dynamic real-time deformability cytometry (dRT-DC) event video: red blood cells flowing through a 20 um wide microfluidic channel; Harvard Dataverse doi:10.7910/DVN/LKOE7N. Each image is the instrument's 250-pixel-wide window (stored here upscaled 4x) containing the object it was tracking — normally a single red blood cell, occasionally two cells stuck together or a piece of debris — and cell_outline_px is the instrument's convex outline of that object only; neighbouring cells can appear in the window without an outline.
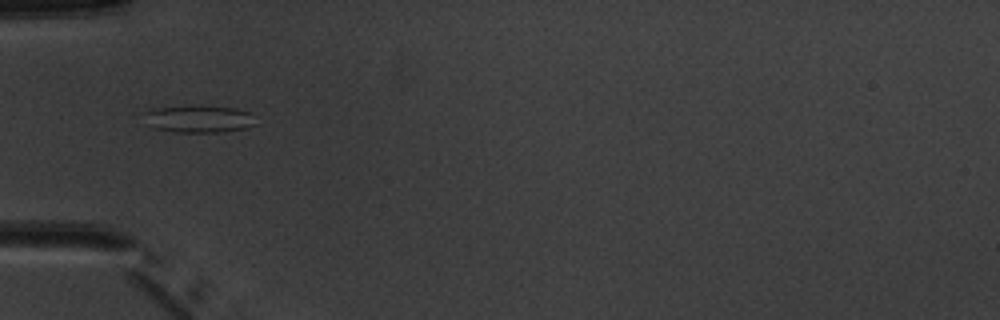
{"species": "common noctule bat (a hibernating species)", "species_latin": "Nyctalus noctula", "temperature_condition": "warm", "stored_images_in_passage": 7, "camera_frame_rate_fps": 3000, "um_per_image_px": 0.085, "animal": {"sex": "male", "body_mass_g": 20.1, "forearm_length_mm": 53.5}, "frame": {"image": 1, "passage_image": 6, "time_ms": 5.667, "image_size_px": [1000, 320], "cell_outline_px": [[256, 124], [244, 128], [224, 132], [172, 132], [152, 128], [144, 124], [136, 112], [152, 108], [236, 108], [252, 112]], "centroid_in_image_um": [16.74, 10.15], "position_along_channel_um": 68.3, "area_um2": 17.8}}
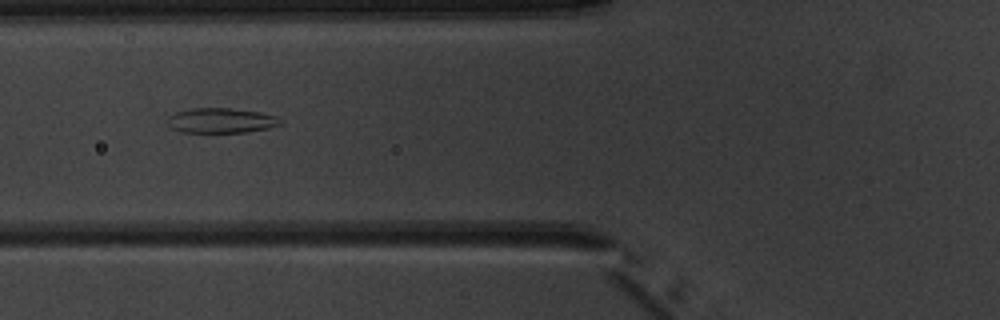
{"frame": {"image": 2, "passage_image": 7, "time_ms": 6.667, "image_size_px": [1000, 320], "cell_outline_px": [[284, 124], [268, 128], [244, 132], [180, 132], [172, 128], [168, 124], [168, 116], [176, 112], [192, 108], [228, 108], [260, 112], [276, 116], [284, 120]], "centroid_in_image_um": [18.83, 10.24], "position_along_channel_um": 107.0, "area_um2": 16.47}}